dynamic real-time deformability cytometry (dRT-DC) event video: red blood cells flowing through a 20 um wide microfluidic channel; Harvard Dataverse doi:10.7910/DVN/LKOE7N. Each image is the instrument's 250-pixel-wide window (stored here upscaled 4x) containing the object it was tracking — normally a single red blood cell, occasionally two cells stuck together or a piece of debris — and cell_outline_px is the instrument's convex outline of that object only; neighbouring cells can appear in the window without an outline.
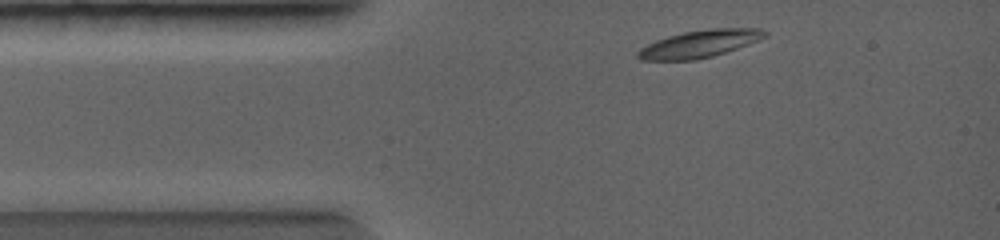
{"species": "common noctule bat (a hibernating species)", "species_latin": "Nyctalus noctula", "temperature_condition": "warm", "stored_images_in_passage": 34, "camera_frame_rate_fps": 5000, "um_per_image_px": 0.085, "animal": {"sex": "female", "body_mass_g": 19.0, "forearm_length_mm": 56.7}, "frame": {"image": 1, "passage_image": 2, "time_ms": 0.2, "image_size_px": [1000, 240], "cell_outline_px": [[768, 36], [760, 40], [712, 56], [696, 60], [640, 60], [636, 56], [636, 52], [640, 48], [656, 40], [668, 36], [684, 32], [712, 28], [760, 28], [768, 32]], "centroid_in_image_um": [59.47, 3.72], "position_along_channel_um": 25.5, "area_um2": 20.23}}
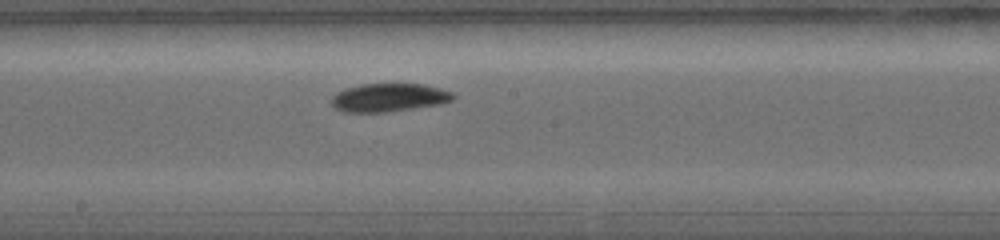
{"frame": {"image": 2, "passage_image": 18, "time_ms": 3.4, "image_size_px": [1000, 240], "cell_outline_px": [[456, 96], [452, 100], [440, 104], [388, 112], [340, 112], [332, 104], [332, 96], [336, 92], [348, 88], [364, 84], [420, 84], [440, 88], [452, 92]], "centroid_in_image_um": [33.06, 8.3], "position_along_channel_um": 215.1, "area_um2": 19.94}}
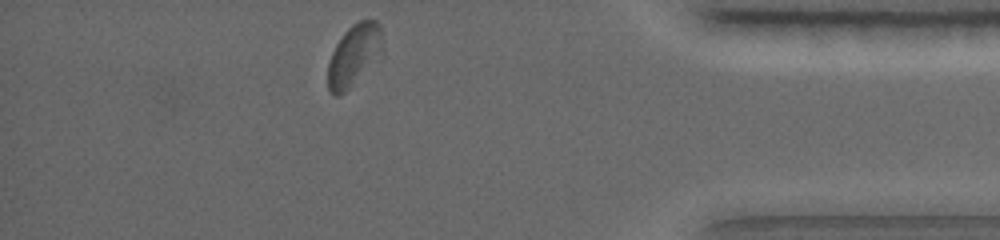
{"frame": {"image": 3, "passage_image": 34, "time_ms": 6.6, "image_size_px": [1000, 240], "cell_outline_px": [[384, 56], [380, 60], [340, 96], [336, 96], [328, 92], [328, 60], [336, 44], [344, 32], [352, 24], [360, 20], [376, 20], [380, 24], [384, 52]], "centroid_in_image_um": [30.13, 4.7], "position_along_channel_um": 405.1, "area_um2": 20.29}}